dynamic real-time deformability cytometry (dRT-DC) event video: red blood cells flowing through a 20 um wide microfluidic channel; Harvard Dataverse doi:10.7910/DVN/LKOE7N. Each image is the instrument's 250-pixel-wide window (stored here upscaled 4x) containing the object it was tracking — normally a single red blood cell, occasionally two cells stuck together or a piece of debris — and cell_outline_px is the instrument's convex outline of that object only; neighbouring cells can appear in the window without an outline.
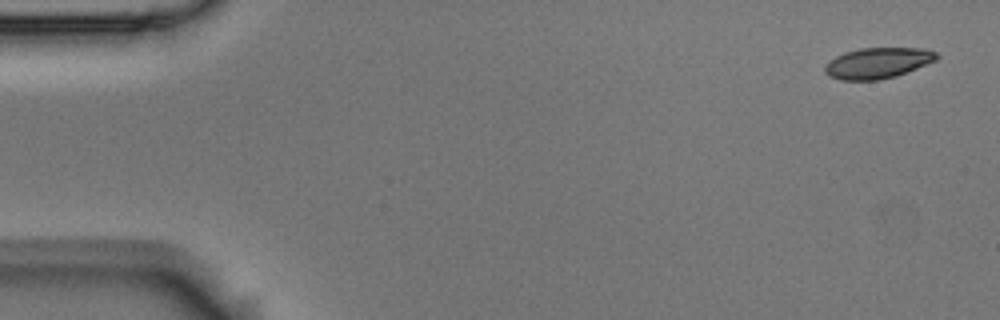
{"species": "Egyptian fruit bat (a non-hibernating species)", "species_latin": "Rousettus aegyptiacus", "temperature_condition": "room temperature", "stored_images_in_passage": 6, "camera_frame_rate_fps": 3000, "um_per_image_px": 0.085, "animal": {"sex": "male"}, "frame": {"image": 1, "passage_image": 1, "time_ms": 0.0, "image_size_px": [1000, 320], "cell_outline_px": [[940, 56], [936, 60], [896, 76], [880, 80], [840, 80], [828, 76], [824, 72], [824, 64], [836, 56], [844, 52], [860, 48], [924, 48], [936, 52]], "centroid_in_image_um": [74.57, 5.36], "position_along_channel_um": 10.4, "area_um2": 20.17}}
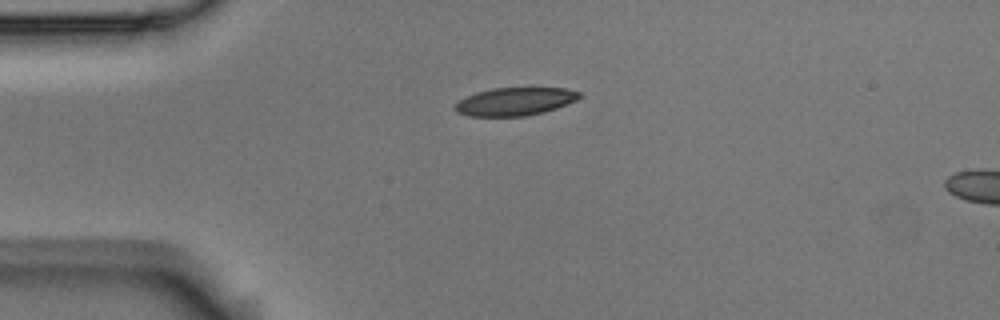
{"frame": {"image": 2, "passage_image": 4, "time_ms": 1.0, "image_size_px": [1000, 320], "cell_outline_px": [[580, 96], [576, 100], [556, 108], [544, 112], [524, 116], [468, 116], [456, 112], [452, 108], [460, 100], [476, 92], [492, 88], [564, 88], [580, 92]], "centroid_in_image_um": [43.74, 8.63], "position_along_channel_um": 41.3, "area_um2": 20.17}}